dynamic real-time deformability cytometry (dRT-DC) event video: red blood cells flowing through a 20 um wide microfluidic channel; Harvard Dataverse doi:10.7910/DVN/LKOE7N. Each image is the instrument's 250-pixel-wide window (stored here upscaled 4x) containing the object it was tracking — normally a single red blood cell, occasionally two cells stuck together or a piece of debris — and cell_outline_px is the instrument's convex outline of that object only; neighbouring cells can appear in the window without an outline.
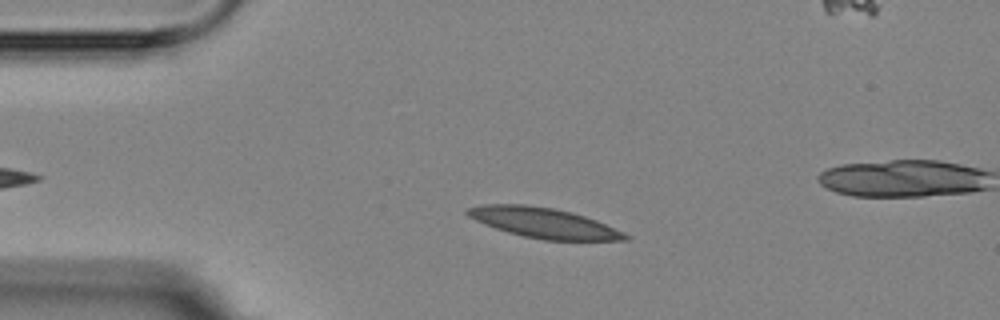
{"species": "Egyptian fruit bat (a non-hibernating species)", "species_latin": "Rousettus aegyptiacus", "temperature_condition": "room temperature", "stored_images_in_passage": 6, "camera_frame_rate_fps": 3000, "um_per_image_px": 0.085, "animal": {"sex": "female"}, "frame": {"image": 1, "passage_image": 4, "time_ms": 3.667, "image_size_px": [1000, 320], "cell_outline_px": [[632, 236], [628, 240], [544, 240], [524, 236], [508, 232], [484, 224], [468, 216], [464, 212], [464, 208], [484, 204], [524, 204], [556, 208], [572, 212], [596, 220], [624, 232]], "centroid_in_image_um": [46.2, 18.93], "position_along_channel_um": 38.8, "area_um2": 27.8}}